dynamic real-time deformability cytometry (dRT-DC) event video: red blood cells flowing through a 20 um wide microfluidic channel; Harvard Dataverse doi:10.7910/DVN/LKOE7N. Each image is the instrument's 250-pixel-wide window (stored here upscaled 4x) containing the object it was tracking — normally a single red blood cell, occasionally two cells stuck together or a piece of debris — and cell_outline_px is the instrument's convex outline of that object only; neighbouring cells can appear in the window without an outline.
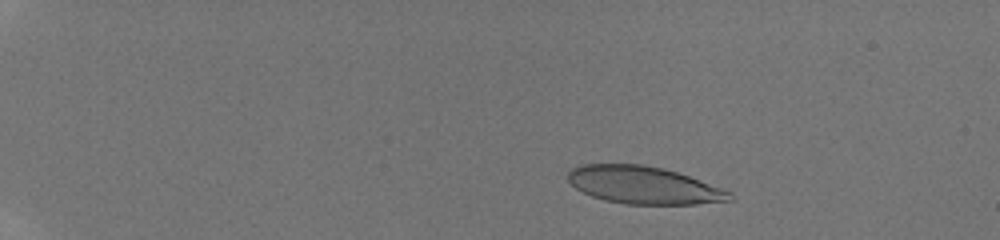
{"species": "human", "species_latin": "Homo sapiens", "temperature_condition": "room temperature", "stored_images_in_passage": 49, "camera_frame_rate_fps": 3000, "um_per_image_px": 0.085, "donor": {"sex": "male"}, "frame": {"image": 1, "passage_image": 8, "time_ms": 2.333, "image_size_px": [1000, 240], "cell_outline_px": [[736, 200], [696, 204], [624, 204], [604, 200], [592, 196], [576, 188], [568, 180], [568, 172], [572, 168], [580, 164], [644, 164], [664, 168], [688, 176], [732, 192]], "centroid_in_image_um": [54.72, 15.74], "position_along_channel_um": 30.3, "area_um2": 35.37}}
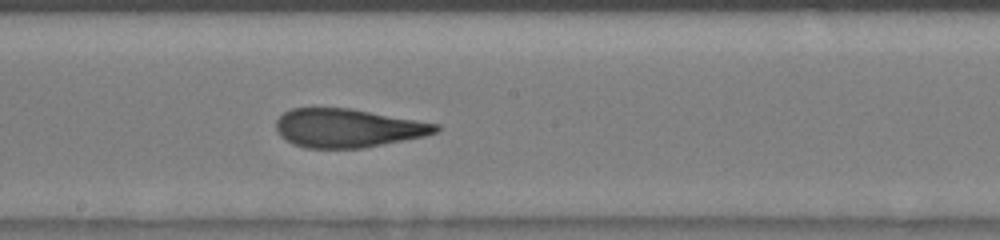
{"frame": {"image": 2, "passage_image": 30, "time_ms": 9.667, "image_size_px": [1000, 240], "cell_outline_px": [[440, 128], [436, 132], [424, 136], [364, 148], [304, 148], [292, 144], [280, 136], [276, 132], [276, 120], [284, 112], [292, 108], [348, 108], [440, 124]], "centroid_in_image_um": [29.52, 10.89], "position_along_channel_um": 218.7, "area_um2": 35.89}}
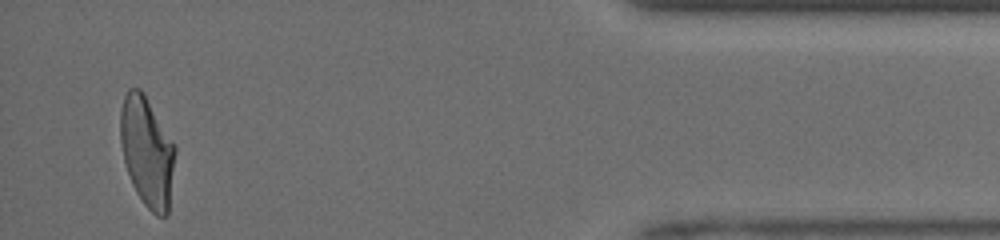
{"frame": {"image": 3, "passage_image": 48, "time_ms": 15.667, "image_size_px": [1000, 240], "cell_outline_px": [[176, 152], [168, 216], [156, 216], [144, 204], [136, 192], [132, 184], [124, 160], [120, 140], [120, 112], [124, 96], [128, 88], [140, 88], [144, 92], [176, 148]], "centroid_in_image_um": [12.5, 12.9], "position_along_channel_um": 422.7, "area_um2": 35.08}, "authors_computed_cell_mechanics": {"area_um2": 36.3562, "velocity_mm_per_s": 4.2263, "shape_relaxation_time_tau1_ms": 10.6196, "shape_relaxation_time_tau2_ms": 1.2089, "deformation_change_tau1": 0.3296, "deformation_change_tau2": 0.1001}}